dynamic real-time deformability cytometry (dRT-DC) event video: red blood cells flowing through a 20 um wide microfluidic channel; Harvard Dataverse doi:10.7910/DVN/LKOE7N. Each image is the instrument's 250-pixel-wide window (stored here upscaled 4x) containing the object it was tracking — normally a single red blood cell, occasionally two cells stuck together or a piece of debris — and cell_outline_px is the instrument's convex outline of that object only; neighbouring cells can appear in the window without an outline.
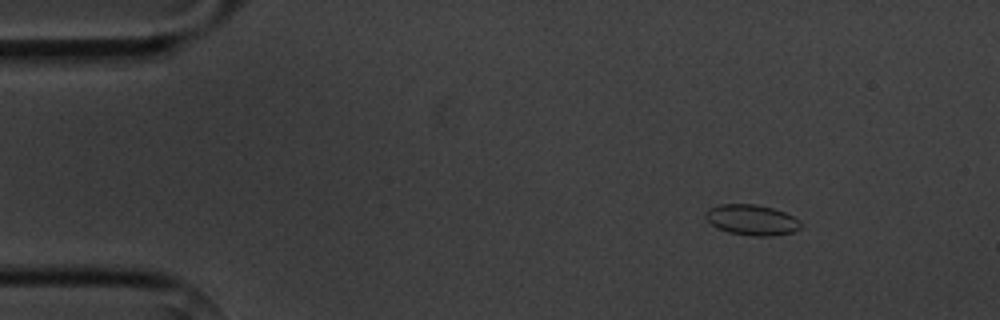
{"species": "common noctule bat (a hibernating species)", "species_latin": "Nyctalus noctula", "temperature_condition": "cold", "stored_images_in_passage": 6, "camera_frame_rate_fps": 3000, "um_per_image_px": 0.085, "animal": {"sex": "male", "body_mass_g": 20.1, "forearm_length_mm": 53.5}, "frame": {"image": 1, "passage_image": 2, "time_ms": 1.0, "image_size_px": [1000, 320], "cell_outline_px": [[800, 228], [792, 232], [772, 236], [752, 236], [728, 232], [716, 228], [704, 216], [704, 212], [708, 208], [720, 204], [756, 204], [772, 208], [784, 212], [800, 220]], "centroid_in_image_um": [63.87, 18.69], "position_along_channel_um": 21.1, "area_um2": 16.99}}
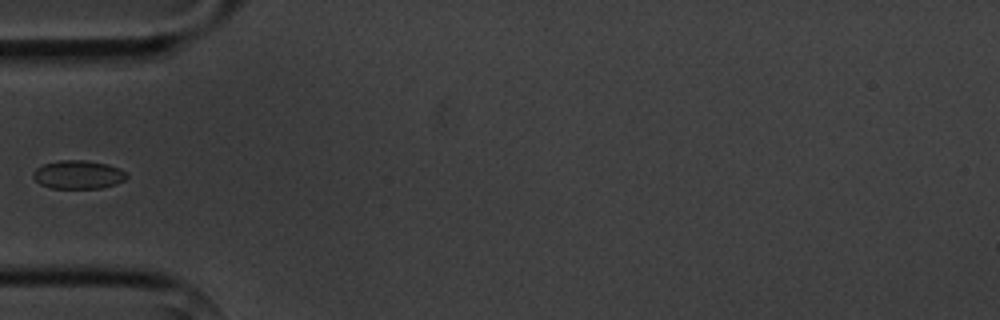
{"frame": {"image": 2, "passage_image": 5, "time_ms": 4.667, "image_size_px": [1000, 320], "cell_outline_px": [[128, 176], [124, 180], [116, 184], [100, 188], [52, 188], [40, 184], [32, 176], [32, 172], [36, 168], [44, 164], [60, 160], [84, 160], [108, 164], [120, 168]], "centroid_in_image_um": [6.64, 14.84], "position_along_channel_um": 78.4, "area_um2": 15.49}}
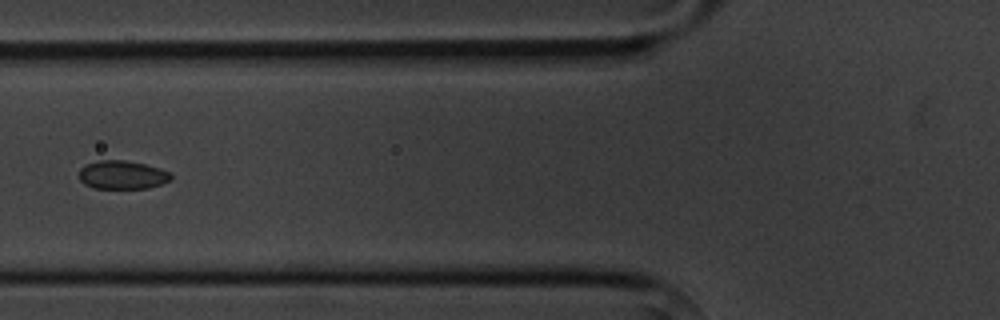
{"frame": {"image": 3, "passage_image": 6, "time_ms": 5.667, "image_size_px": [1000, 320], "cell_outline_px": [[172, 180], [148, 188], [92, 188], [84, 184], [80, 180], [80, 168], [84, 164], [100, 160], [124, 160], [144, 164], [160, 168], [172, 172]], "centroid_in_image_um": [10.41, 14.86], "position_along_channel_um": 115.4, "area_um2": 15.37}}